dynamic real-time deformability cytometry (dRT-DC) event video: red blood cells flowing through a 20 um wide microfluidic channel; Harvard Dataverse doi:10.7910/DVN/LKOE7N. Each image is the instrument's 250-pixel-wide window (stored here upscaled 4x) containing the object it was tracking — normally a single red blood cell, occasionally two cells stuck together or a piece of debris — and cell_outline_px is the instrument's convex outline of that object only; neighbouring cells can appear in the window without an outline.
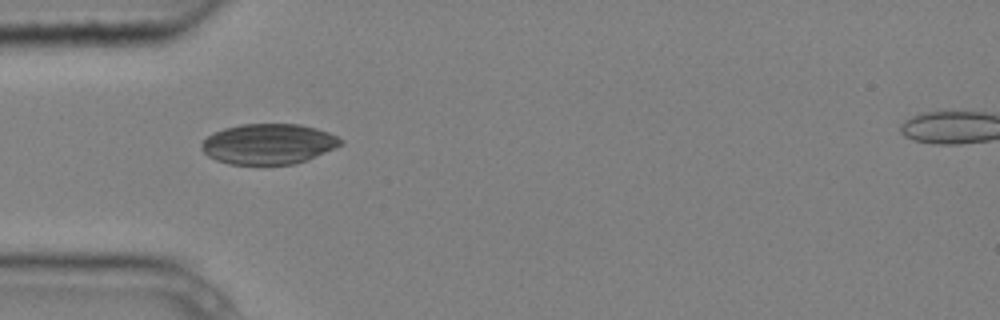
{"species": "common noctule bat (a hibernating species)", "species_latin": "Nyctalus noctula", "temperature_condition": "cold", "stored_images_in_passage": 1, "camera_frame_rate_fps": 3000, "um_per_image_px": 0.085, "animal": {"sex": "male", "body_mass_g": 20.4}, "frame": {"image": 1, "passage_image": 1, "time_ms": 0.0, "image_size_px": [1000, 320], "cell_outline_px": [[344, 144], [336, 148], [304, 160], [292, 164], [228, 164], [216, 160], [208, 156], [200, 148], [200, 144], [212, 132], [224, 128], [240, 124], [300, 124], [316, 128], [328, 132], [344, 140]], "centroid_in_image_um": [22.8, 12.22], "position_along_channel_um": 62.2, "area_um2": 32.77}}